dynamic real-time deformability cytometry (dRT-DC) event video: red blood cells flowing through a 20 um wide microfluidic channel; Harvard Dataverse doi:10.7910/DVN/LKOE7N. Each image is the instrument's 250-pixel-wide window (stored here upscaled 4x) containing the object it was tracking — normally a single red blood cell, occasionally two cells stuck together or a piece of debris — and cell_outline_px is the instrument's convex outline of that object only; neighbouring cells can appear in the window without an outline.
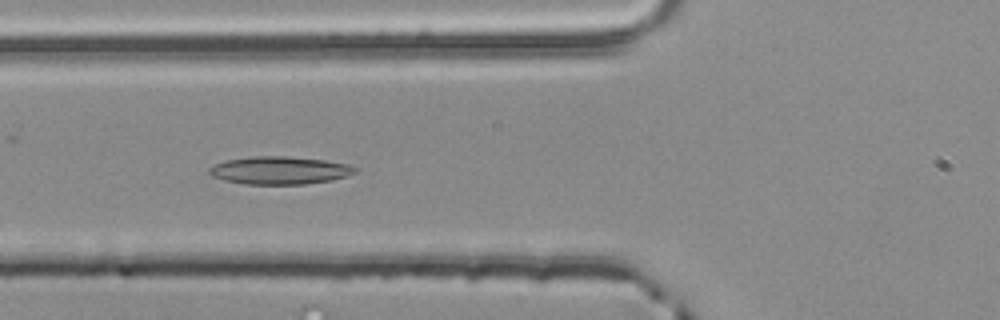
{"species": "common noctule bat (a hibernating species)", "species_latin": "Nyctalus noctula", "temperature_condition": "room temperature", "stored_images_in_passage": 33, "camera_frame_rate_fps": 3000, "um_per_image_px": 0.085, "animal": {"sex": "male", "body_mass_g": 20.4}, "frame": {"image": 1, "passage_image": 5, "time_ms": 1.333, "image_size_px": [1000, 320], "cell_outline_px": [[356, 172], [332, 180], [304, 184], [244, 184], [224, 180], [212, 176], [208, 172], [208, 168], [216, 164], [228, 160], [252, 156], [284, 156], [324, 160], [348, 164], [356, 168]], "centroid_in_image_um": [23.74, 14.48], "position_along_channel_um": 102.1, "area_um2": 23.41}}
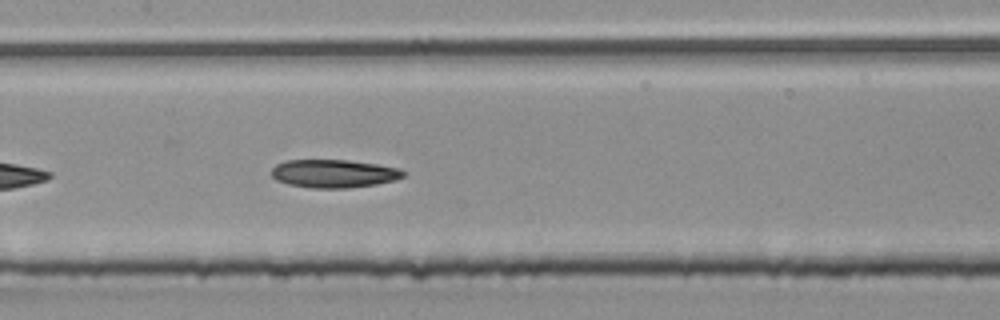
{"frame": {"image": 2, "passage_image": 11, "time_ms": 3.333, "image_size_px": [1000, 320], "cell_outline_px": [[404, 176], [396, 180], [376, 184], [348, 188], [312, 188], [288, 184], [276, 180], [272, 176], [272, 168], [276, 164], [284, 160], [348, 160], [376, 164], [400, 168], [404, 172]], "centroid_in_image_um": [28.36, 14.75], "position_along_channel_um": 179.0, "area_um2": 21.68}}
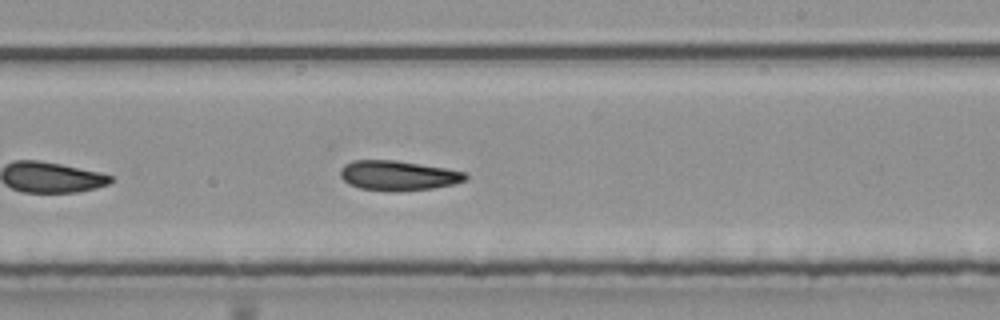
{"frame": {"image": 3, "passage_image": 17, "time_ms": 5.333, "image_size_px": [1000, 320], "cell_outline_px": [[468, 176], [464, 180], [452, 184], [432, 188], [400, 192], [388, 192], [360, 188], [348, 184], [340, 176], [340, 168], [344, 164], [352, 160], [396, 160], [448, 168], [464, 172]], "centroid_in_image_um": [33.8, 14.92], "position_along_channel_um": 255.2, "area_um2": 22.02}, "authors_computed_cell_mechanics": {"area_um2": 21.8484, "velocity_mm_per_s": 3.8245, "shape_relaxation_time_tau1_ms": null, "shape_relaxation_time_tau2_ms": 5.2433, "deformation_change_tau1": null, "deformation_change_tau2": 0.1368}}